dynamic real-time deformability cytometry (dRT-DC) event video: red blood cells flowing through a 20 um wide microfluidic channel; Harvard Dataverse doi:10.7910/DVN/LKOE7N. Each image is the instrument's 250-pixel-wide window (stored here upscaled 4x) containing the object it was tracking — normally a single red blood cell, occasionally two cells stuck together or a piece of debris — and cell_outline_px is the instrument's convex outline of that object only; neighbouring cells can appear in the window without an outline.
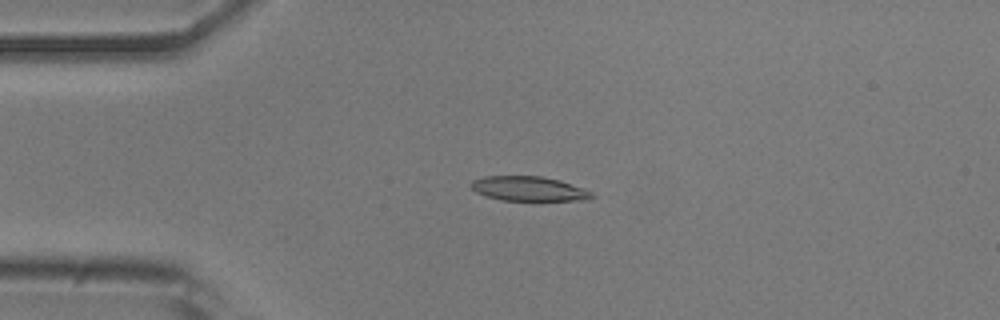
{"species": "common noctule bat (a hibernating species)", "species_latin": "Nyctalus noctula", "temperature_condition": "room temperature", "stored_images_in_passage": 52, "camera_frame_rate_fps": 3000, "um_per_image_px": 0.085, "animal": {"sex": "male", "body_mass_g": 20.5, "forearm_length_mm": 52.5}, "frame": {"image": 1, "passage_image": 12, "time_ms": 3.667, "image_size_px": [1000, 320], "cell_outline_px": [[596, 196], [588, 200], [500, 200], [484, 196], [476, 192], [468, 184], [472, 180], [484, 176], [540, 176], [560, 180], [584, 188], [592, 192]], "centroid_in_image_um": [44.93, 16.04], "position_along_channel_um": 40.1, "area_um2": 17.46}}
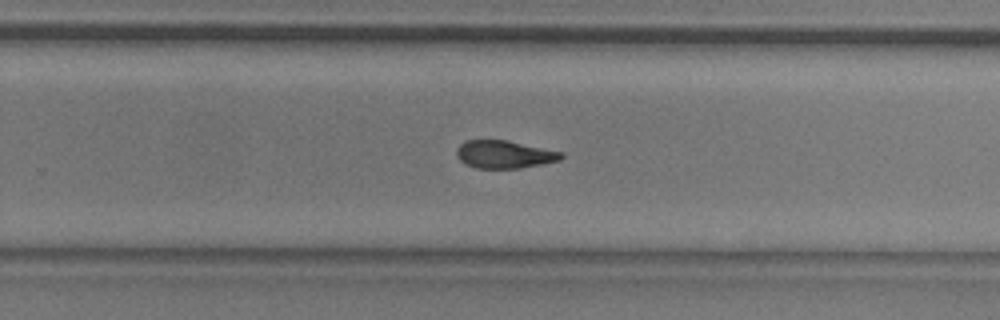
{"frame": {"image": 2, "passage_image": 33, "time_ms": 10.667, "image_size_px": [1000, 320], "cell_outline_px": [[564, 156], [560, 160], [520, 168], [476, 168], [464, 164], [456, 156], [456, 148], [464, 140], [508, 140], [564, 152]], "centroid_in_image_um": [42.85, 13.11], "position_along_channel_um": 287.0, "area_um2": 17.11}}
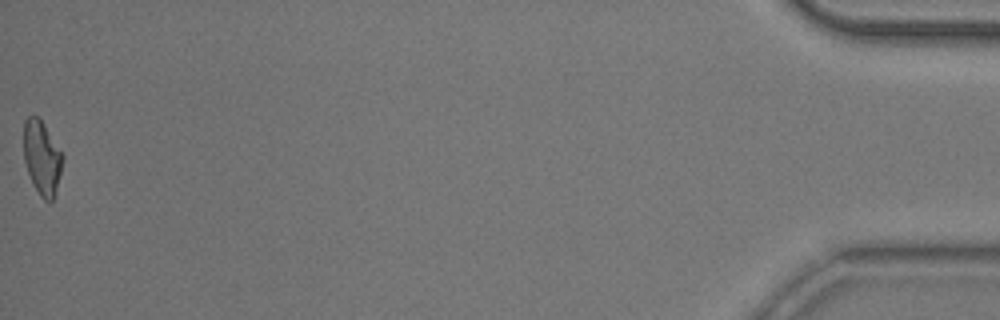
{"frame": {"image": 3, "passage_image": 52, "time_ms": 17.0, "image_size_px": [1000, 320], "cell_outline_px": [[64, 156], [56, 188], [52, 200], [44, 200], [40, 196], [32, 184], [24, 160], [24, 120], [28, 116], [36, 116], [40, 120]], "centroid_in_image_um": [3.54, 13.41], "position_along_channel_um": 431.7, "area_um2": 16.3}, "authors_computed_cell_mechanics": {"area_um2": 17.7157, "velocity_mm_per_s": 3.8707, "shape_relaxation_time_tau1_ms": 6.4016, "shape_relaxation_time_tau2_ms": 4.8071, "deformation_change_tau1": 0.1871, "deformation_change_tau2": 0.1212}}